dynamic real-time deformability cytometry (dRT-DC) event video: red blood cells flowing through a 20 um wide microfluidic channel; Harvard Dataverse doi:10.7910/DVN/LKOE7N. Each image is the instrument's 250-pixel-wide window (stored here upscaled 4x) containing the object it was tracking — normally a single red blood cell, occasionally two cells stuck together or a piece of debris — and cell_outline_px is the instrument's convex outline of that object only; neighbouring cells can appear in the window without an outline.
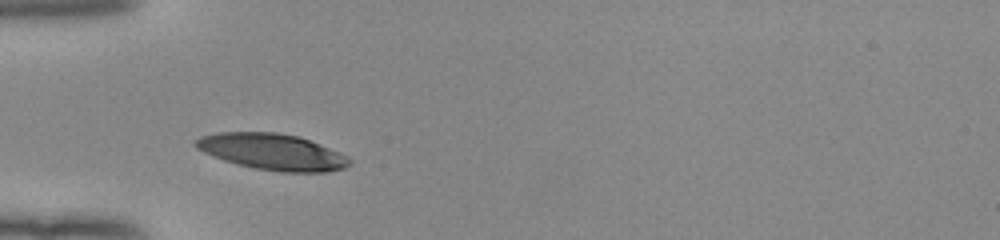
{"species": "human", "species_latin": "Homo sapiens", "temperature_condition": "room temperature", "stored_images_in_passage": 28, "camera_frame_rate_fps": 3000, "um_per_image_px": 0.085, "donor": {"sex": "female"}, "frame": {"image": 1, "passage_image": 1, "time_ms": 0.0, "image_size_px": [1000, 240], "cell_outline_px": [[352, 164], [344, 168], [328, 172], [280, 172], [256, 168], [236, 164], [224, 160], [204, 152], [196, 148], [192, 144], [192, 140], [200, 136], [216, 132], [276, 132], [300, 136], [340, 152], [352, 160]], "centroid_in_image_um": [23.14, 12.89], "position_along_channel_um": 61.9, "area_um2": 32.77}}
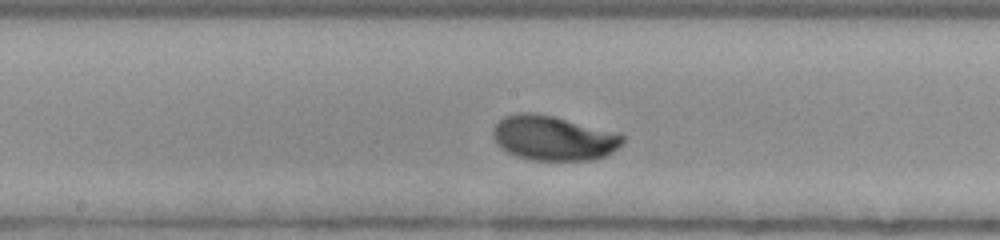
{"frame": {"image": 2, "passage_image": 12, "time_ms": 3.667, "image_size_px": [1000, 240], "cell_outline_px": [[624, 144], [612, 152], [604, 156], [592, 160], [532, 160], [516, 156], [500, 148], [496, 144], [492, 136], [492, 128], [504, 116], [520, 112], [532, 112], [552, 116], [620, 132], [624, 136]], "centroid_in_image_um": [47.05, 11.73], "position_along_channel_um": 201.2, "area_um2": 34.16}}
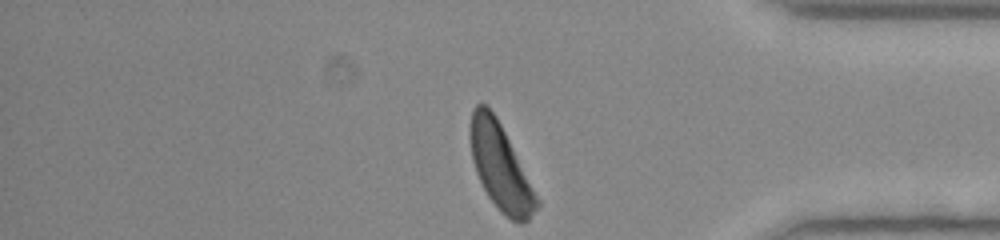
{"frame": {"image": 3, "passage_image": 28, "time_ms": 9.0, "image_size_px": [1000, 240], "cell_outline_px": [[540, 204], [528, 220], [524, 224], [516, 224], [488, 196], [476, 172], [472, 160], [468, 132], [472, 108], [476, 104], [484, 104], [496, 116], [540, 200]], "centroid_in_image_um": [42.52, 14.18], "position_along_channel_um": 392.7, "area_um2": 32.89}, "authors_computed_cell_mechanics": {"area_um2": 33.2061, "velocity_mm_per_s": 3.9369, "shape_relaxation_time_tau1_ms": 1.2638, "shape_relaxation_time_tau2_ms": null, "deformation_change_tau1": 0.0997, "deformation_change_tau2": null}}